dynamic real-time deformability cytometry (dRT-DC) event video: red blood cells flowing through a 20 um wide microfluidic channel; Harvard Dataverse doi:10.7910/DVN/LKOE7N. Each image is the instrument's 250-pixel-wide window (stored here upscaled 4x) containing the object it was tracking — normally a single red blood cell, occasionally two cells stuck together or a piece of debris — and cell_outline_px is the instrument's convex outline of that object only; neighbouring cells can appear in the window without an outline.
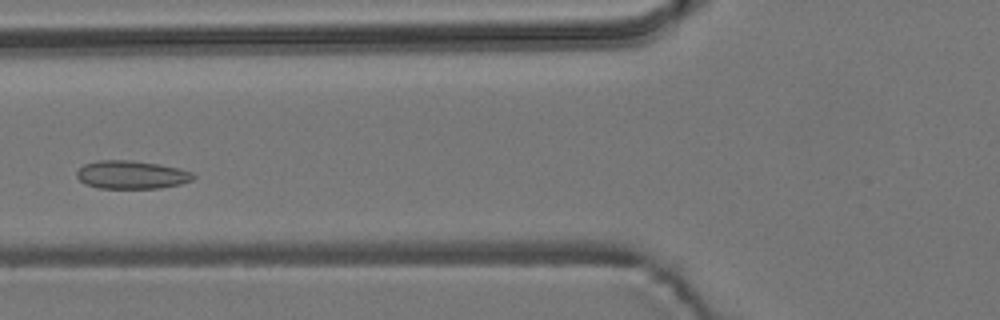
{"species": "common noctule bat (a hibernating species)", "species_latin": "Nyctalus noctula", "temperature_condition": "room temperature", "stored_images_in_passage": 5, "camera_frame_rate_fps": 3000, "um_per_image_px": 0.085, "animal": {"sex": "male", "body_mass_g": 19.2, "forearm_length_mm": 51.8}, "frame": {"image": 1, "passage_image": 4, "time_ms": 1.0, "image_size_px": [1000, 320], "cell_outline_px": [[196, 176], [192, 180], [180, 184], [160, 188], [100, 188], [84, 184], [76, 176], [76, 172], [84, 164], [96, 160], [132, 160], [160, 164], [192, 172]], "centroid_in_image_um": [11.16, 14.85], "position_along_channel_um": 114.6, "area_um2": 19.19}}
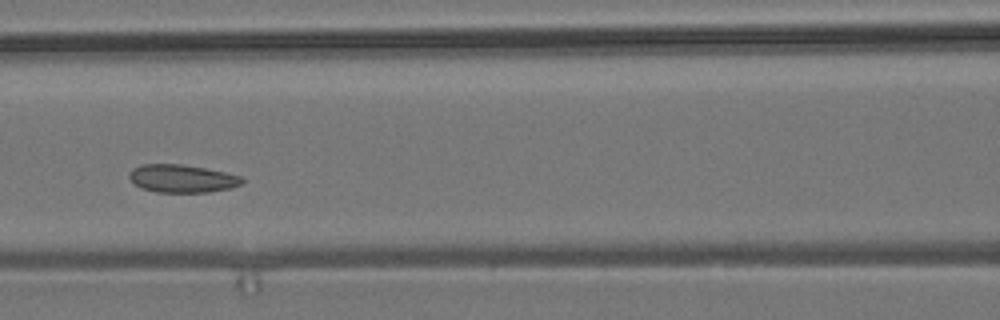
{"frame": {"image": 2, "passage_image": 5, "time_ms": 1.333, "image_size_px": [1000, 320], "cell_outline_px": [[244, 184], [232, 188], [208, 192], [156, 192], [140, 188], [128, 176], [132, 168], [144, 164], [180, 164], [204, 168], [224, 172], [240, 176], [244, 180]], "centroid_in_image_um": [15.49, 15.18], "position_along_channel_um": 151.1, "area_um2": 18.32}}